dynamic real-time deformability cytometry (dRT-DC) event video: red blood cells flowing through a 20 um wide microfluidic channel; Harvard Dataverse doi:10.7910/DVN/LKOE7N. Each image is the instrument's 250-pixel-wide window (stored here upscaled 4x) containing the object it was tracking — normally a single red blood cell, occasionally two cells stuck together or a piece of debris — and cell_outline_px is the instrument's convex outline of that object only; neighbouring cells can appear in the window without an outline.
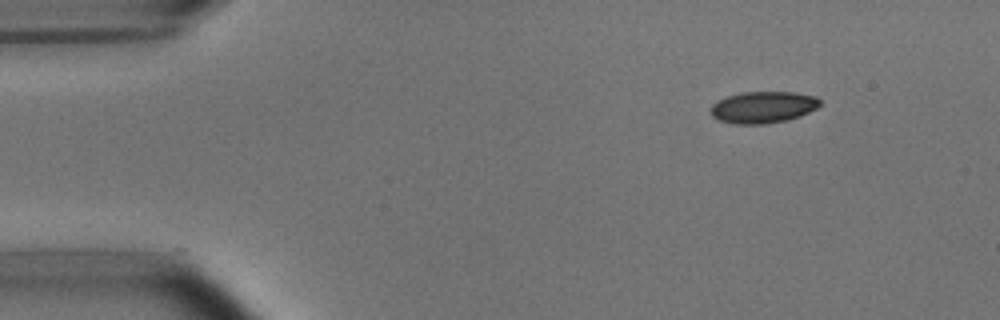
{"species": "common noctule bat (a hibernating species)", "species_latin": "Nyctalus noctula", "temperature_condition": "room temperature", "stored_images_in_passage": 6, "camera_frame_rate_fps": 3000, "um_per_image_px": 0.085, "animal": {"sex": "male", "body_mass_g": 15.6}, "frame": {"image": 1, "passage_image": 1, "time_ms": 0.0, "image_size_px": [1000, 320], "cell_outline_px": [[820, 104], [816, 108], [800, 116], [788, 120], [764, 124], [732, 124], [716, 120], [708, 112], [712, 104], [728, 96], [740, 92], [796, 92], [816, 96], [820, 100]], "centroid_in_image_um": [64.82, 9.12], "position_along_channel_um": 20.2, "area_um2": 20.4}}
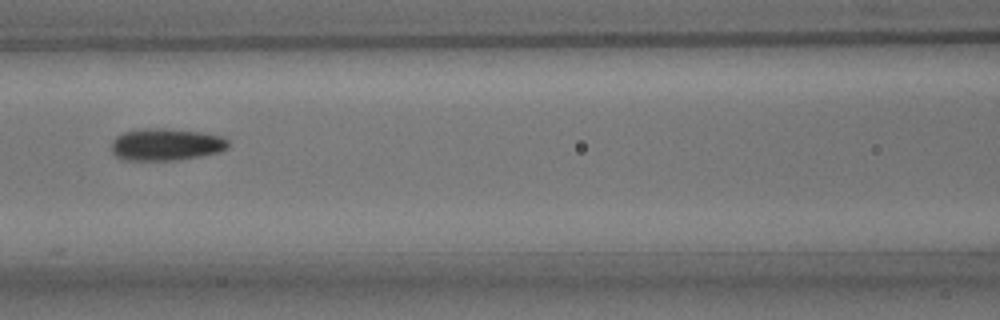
{"frame": {"image": 2, "passage_image": 6, "time_ms": 5.667, "image_size_px": [1000, 320], "cell_outline_px": [[228, 148], [220, 152], [204, 156], [176, 160], [124, 160], [116, 156], [112, 152], [112, 140], [116, 136], [124, 132], [144, 128], [164, 128], [200, 132], [224, 136], [228, 140]], "centroid_in_image_um": [14.14, 12.28], "position_along_channel_um": 152.5, "area_um2": 22.08}}